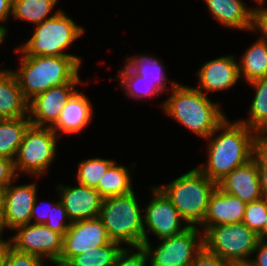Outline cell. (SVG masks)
I'll return each mask as SVG.
<instances>
[{
  "label": "cell",
  "instance_id": "1",
  "mask_svg": "<svg viewBox=\"0 0 267 266\" xmlns=\"http://www.w3.org/2000/svg\"><path fill=\"white\" fill-rule=\"evenodd\" d=\"M217 133L219 135L215 136ZM255 131L238 120L227 118L206 139L207 162L197 167L210 180L218 182L236 167L252 159Z\"/></svg>",
  "mask_w": 267,
  "mask_h": 266
},
{
  "label": "cell",
  "instance_id": "2",
  "mask_svg": "<svg viewBox=\"0 0 267 266\" xmlns=\"http://www.w3.org/2000/svg\"><path fill=\"white\" fill-rule=\"evenodd\" d=\"M169 92L168 99L160 105L163 111L197 137L207 139L227 118L220 104L211 101L196 87L171 81Z\"/></svg>",
  "mask_w": 267,
  "mask_h": 266
},
{
  "label": "cell",
  "instance_id": "3",
  "mask_svg": "<svg viewBox=\"0 0 267 266\" xmlns=\"http://www.w3.org/2000/svg\"><path fill=\"white\" fill-rule=\"evenodd\" d=\"M21 66L14 70L25 98L30 101L36 95L79 77L81 63L74 56L22 55Z\"/></svg>",
  "mask_w": 267,
  "mask_h": 266
},
{
  "label": "cell",
  "instance_id": "4",
  "mask_svg": "<svg viewBox=\"0 0 267 266\" xmlns=\"http://www.w3.org/2000/svg\"><path fill=\"white\" fill-rule=\"evenodd\" d=\"M158 187L189 226L199 227L205 219L209 199L217 183L210 180L198 168H194L168 184Z\"/></svg>",
  "mask_w": 267,
  "mask_h": 266
},
{
  "label": "cell",
  "instance_id": "5",
  "mask_svg": "<svg viewBox=\"0 0 267 266\" xmlns=\"http://www.w3.org/2000/svg\"><path fill=\"white\" fill-rule=\"evenodd\" d=\"M143 209H140L135 191L103 199L99 219L111 241L140 247L145 242Z\"/></svg>",
  "mask_w": 267,
  "mask_h": 266
},
{
  "label": "cell",
  "instance_id": "6",
  "mask_svg": "<svg viewBox=\"0 0 267 266\" xmlns=\"http://www.w3.org/2000/svg\"><path fill=\"white\" fill-rule=\"evenodd\" d=\"M84 31L82 26L77 25L64 11L58 9L52 17L36 25L32 36L14 51L22 55L74 56L82 63L79 56L65 53V50L81 37Z\"/></svg>",
  "mask_w": 267,
  "mask_h": 266
},
{
  "label": "cell",
  "instance_id": "7",
  "mask_svg": "<svg viewBox=\"0 0 267 266\" xmlns=\"http://www.w3.org/2000/svg\"><path fill=\"white\" fill-rule=\"evenodd\" d=\"M260 238L243 222L208 227L203 246L233 265L247 264Z\"/></svg>",
  "mask_w": 267,
  "mask_h": 266
},
{
  "label": "cell",
  "instance_id": "8",
  "mask_svg": "<svg viewBox=\"0 0 267 266\" xmlns=\"http://www.w3.org/2000/svg\"><path fill=\"white\" fill-rule=\"evenodd\" d=\"M57 134L52 128L30 125L25 131L14 168L18 177L21 173L40 177L46 174L57 156Z\"/></svg>",
  "mask_w": 267,
  "mask_h": 266
},
{
  "label": "cell",
  "instance_id": "9",
  "mask_svg": "<svg viewBox=\"0 0 267 266\" xmlns=\"http://www.w3.org/2000/svg\"><path fill=\"white\" fill-rule=\"evenodd\" d=\"M199 227L190 226L170 238L161 239L160 245L151 247L144 242L150 266H191L196 253L203 247V232Z\"/></svg>",
  "mask_w": 267,
  "mask_h": 266
},
{
  "label": "cell",
  "instance_id": "10",
  "mask_svg": "<svg viewBox=\"0 0 267 266\" xmlns=\"http://www.w3.org/2000/svg\"><path fill=\"white\" fill-rule=\"evenodd\" d=\"M151 192L153 197L143 211L145 242L150 240L146 229L161 240L175 236L190 227L158 186L153 187Z\"/></svg>",
  "mask_w": 267,
  "mask_h": 266
},
{
  "label": "cell",
  "instance_id": "11",
  "mask_svg": "<svg viewBox=\"0 0 267 266\" xmlns=\"http://www.w3.org/2000/svg\"><path fill=\"white\" fill-rule=\"evenodd\" d=\"M17 234L12 236L10 244L16 250L40 257L44 262L56 264L63 251V236L46 227L44 224L19 226L15 229Z\"/></svg>",
  "mask_w": 267,
  "mask_h": 266
},
{
  "label": "cell",
  "instance_id": "12",
  "mask_svg": "<svg viewBox=\"0 0 267 266\" xmlns=\"http://www.w3.org/2000/svg\"><path fill=\"white\" fill-rule=\"evenodd\" d=\"M112 242L99 218L72 222L63 236V251L57 265L65 266L74 256Z\"/></svg>",
  "mask_w": 267,
  "mask_h": 266
},
{
  "label": "cell",
  "instance_id": "13",
  "mask_svg": "<svg viewBox=\"0 0 267 266\" xmlns=\"http://www.w3.org/2000/svg\"><path fill=\"white\" fill-rule=\"evenodd\" d=\"M82 81H71L61 86L50 87L29 101V119L36 127L52 128L59 119L64 104L78 90L77 84Z\"/></svg>",
  "mask_w": 267,
  "mask_h": 266
},
{
  "label": "cell",
  "instance_id": "14",
  "mask_svg": "<svg viewBox=\"0 0 267 266\" xmlns=\"http://www.w3.org/2000/svg\"><path fill=\"white\" fill-rule=\"evenodd\" d=\"M57 191L71 222L99 217L104 198L95 188L58 184Z\"/></svg>",
  "mask_w": 267,
  "mask_h": 266
},
{
  "label": "cell",
  "instance_id": "15",
  "mask_svg": "<svg viewBox=\"0 0 267 266\" xmlns=\"http://www.w3.org/2000/svg\"><path fill=\"white\" fill-rule=\"evenodd\" d=\"M12 181L5 189L0 191L4 202V209L8 229L27 225L31 221V211L37 197V184L13 185Z\"/></svg>",
  "mask_w": 267,
  "mask_h": 266
},
{
  "label": "cell",
  "instance_id": "16",
  "mask_svg": "<svg viewBox=\"0 0 267 266\" xmlns=\"http://www.w3.org/2000/svg\"><path fill=\"white\" fill-rule=\"evenodd\" d=\"M217 187L222 192L238 197L246 204L264 197L257 164L253 159L225 175L217 182Z\"/></svg>",
  "mask_w": 267,
  "mask_h": 266
},
{
  "label": "cell",
  "instance_id": "17",
  "mask_svg": "<svg viewBox=\"0 0 267 266\" xmlns=\"http://www.w3.org/2000/svg\"><path fill=\"white\" fill-rule=\"evenodd\" d=\"M245 207L246 203L241 199L216 187L210 196L205 219L199 228L204 232L208 227L243 222Z\"/></svg>",
  "mask_w": 267,
  "mask_h": 266
},
{
  "label": "cell",
  "instance_id": "18",
  "mask_svg": "<svg viewBox=\"0 0 267 266\" xmlns=\"http://www.w3.org/2000/svg\"><path fill=\"white\" fill-rule=\"evenodd\" d=\"M93 117V108L89 98L78 90L64 104L59 119L52 127V130L59 135L77 134L90 125Z\"/></svg>",
  "mask_w": 267,
  "mask_h": 266
},
{
  "label": "cell",
  "instance_id": "19",
  "mask_svg": "<svg viewBox=\"0 0 267 266\" xmlns=\"http://www.w3.org/2000/svg\"><path fill=\"white\" fill-rule=\"evenodd\" d=\"M29 101L20 89L19 82L9 69H0V119L28 117Z\"/></svg>",
  "mask_w": 267,
  "mask_h": 266
},
{
  "label": "cell",
  "instance_id": "20",
  "mask_svg": "<svg viewBox=\"0 0 267 266\" xmlns=\"http://www.w3.org/2000/svg\"><path fill=\"white\" fill-rule=\"evenodd\" d=\"M209 12L224 27L250 31L252 10L242 0H204Z\"/></svg>",
  "mask_w": 267,
  "mask_h": 266
},
{
  "label": "cell",
  "instance_id": "21",
  "mask_svg": "<svg viewBox=\"0 0 267 266\" xmlns=\"http://www.w3.org/2000/svg\"><path fill=\"white\" fill-rule=\"evenodd\" d=\"M30 125L29 116L0 119V157L15 160L24 133Z\"/></svg>",
  "mask_w": 267,
  "mask_h": 266
},
{
  "label": "cell",
  "instance_id": "22",
  "mask_svg": "<svg viewBox=\"0 0 267 266\" xmlns=\"http://www.w3.org/2000/svg\"><path fill=\"white\" fill-rule=\"evenodd\" d=\"M239 64L240 78L250 82L258 78L267 77V42L256 40L241 55Z\"/></svg>",
  "mask_w": 267,
  "mask_h": 266
},
{
  "label": "cell",
  "instance_id": "23",
  "mask_svg": "<svg viewBox=\"0 0 267 266\" xmlns=\"http://www.w3.org/2000/svg\"><path fill=\"white\" fill-rule=\"evenodd\" d=\"M239 61L227 55L206 61L196 75H218L219 91L230 89L240 80Z\"/></svg>",
  "mask_w": 267,
  "mask_h": 266
},
{
  "label": "cell",
  "instance_id": "24",
  "mask_svg": "<svg viewBox=\"0 0 267 266\" xmlns=\"http://www.w3.org/2000/svg\"><path fill=\"white\" fill-rule=\"evenodd\" d=\"M248 84L256 92L250 104L249 117L238 121L255 132L265 131L267 129V77L252 80Z\"/></svg>",
  "mask_w": 267,
  "mask_h": 266
},
{
  "label": "cell",
  "instance_id": "25",
  "mask_svg": "<svg viewBox=\"0 0 267 266\" xmlns=\"http://www.w3.org/2000/svg\"><path fill=\"white\" fill-rule=\"evenodd\" d=\"M126 166L114 162L99 180L96 190L103 198L125 195L133 190L131 172Z\"/></svg>",
  "mask_w": 267,
  "mask_h": 266
},
{
  "label": "cell",
  "instance_id": "26",
  "mask_svg": "<svg viewBox=\"0 0 267 266\" xmlns=\"http://www.w3.org/2000/svg\"><path fill=\"white\" fill-rule=\"evenodd\" d=\"M125 62V64L133 72L142 76L144 80L154 83L162 92L171 90V88L169 89L167 87L166 81L168 80V78L164 74V64H162L160 59L154 56L141 54L133 57H128Z\"/></svg>",
  "mask_w": 267,
  "mask_h": 266
},
{
  "label": "cell",
  "instance_id": "27",
  "mask_svg": "<svg viewBox=\"0 0 267 266\" xmlns=\"http://www.w3.org/2000/svg\"><path fill=\"white\" fill-rule=\"evenodd\" d=\"M59 0H13L12 17L34 25L52 17V9Z\"/></svg>",
  "mask_w": 267,
  "mask_h": 266
},
{
  "label": "cell",
  "instance_id": "28",
  "mask_svg": "<svg viewBox=\"0 0 267 266\" xmlns=\"http://www.w3.org/2000/svg\"><path fill=\"white\" fill-rule=\"evenodd\" d=\"M122 248L120 243L112 241L74 256L65 266H113Z\"/></svg>",
  "mask_w": 267,
  "mask_h": 266
},
{
  "label": "cell",
  "instance_id": "29",
  "mask_svg": "<svg viewBox=\"0 0 267 266\" xmlns=\"http://www.w3.org/2000/svg\"><path fill=\"white\" fill-rule=\"evenodd\" d=\"M119 72L120 87L129 98L142 100V98L158 96L163 92L151 82L144 80V78L133 72L126 64Z\"/></svg>",
  "mask_w": 267,
  "mask_h": 266
},
{
  "label": "cell",
  "instance_id": "30",
  "mask_svg": "<svg viewBox=\"0 0 267 266\" xmlns=\"http://www.w3.org/2000/svg\"><path fill=\"white\" fill-rule=\"evenodd\" d=\"M112 159L90 158L78 163L77 184L97 188L99 180L114 163Z\"/></svg>",
  "mask_w": 267,
  "mask_h": 266
},
{
  "label": "cell",
  "instance_id": "31",
  "mask_svg": "<svg viewBox=\"0 0 267 266\" xmlns=\"http://www.w3.org/2000/svg\"><path fill=\"white\" fill-rule=\"evenodd\" d=\"M267 216V197L246 204L243 223L264 240V224Z\"/></svg>",
  "mask_w": 267,
  "mask_h": 266
},
{
  "label": "cell",
  "instance_id": "32",
  "mask_svg": "<svg viewBox=\"0 0 267 266\" xmlns=\"http://www.w3.org/2000/svg\"><path fill=\"white\" fill-rule=\"evenodd\" d=\"M71 223L72 222L68 218L64 205L59 199V201L55 202V204L51 208L50 217H48L44 225L64 236L71 226Z\"/></svg>",
  "mask_w": 267,
  "mask_h": 266
},
{
  "label": "cell",
  "instance_id": "33",
  "mask_svg": "<svg viewBox=\"0 0 267 266\" xmlns=\"http://www.w3.org/2000/svg\"><path fill=\"white\" fill-rule=\"evenodd\" d=\"M147 264H148L147 252L143 248V246H140V247H130V249L129 247L127 248L123 247L122 250L117 255V258L113 266H146Z\"/></svg>",
  "mask_w": 267,
  "mask_h": 266
},
{
  "label": "cell",
  "instance_id": "34",
  "mask_svg": "<svg viewBox=\"0 0 267 266\" xmlns=\"http://www.w3.org/2000/svg\"><path fill=\"white\" fill-rule=\"evenodd\" d=\"M44 263L45 262L40 257L20 252L10 244L3 266H45Z\"/></svg>",
  "mask_w": 267,
  "mask_h": 266
},
{
  "label": "cell",
  "instance_id": "35",
  "mask_svg": "<svg viewBox=\"0 0 267 266\" xmlns=\"http://www.w3.org/2000/svg\"><path fill=\"white\" fill-rule=\"evenodd\" d=\"M265 0H255L258 7H253L250 31H260V40L267 42V7H263Z\"/></svg>",
  "mask_w": 267,
  "mask_h": 266
},
{
  "label": "cell",
  "instance_id": "36",
  "mask_svg": "<svg viewBox=\"0 0 267 266\" xmlns=\"http://www.w3.org/2000/svg\"><path fill=\"white\" fill-rule=\"evenodd\" d=\"M252 159L257 167H267V132L258 131L252 144Z\"/></svg>",
  "mask_w": 267,
  "mask_h": 266
},
{
  "label": "cell",
  "instance_id": "37",
  "mask_svg": "<svg viewBox=\"0 0 267 266\" xmlns=\"http://www.w3.org/2000/svg\"><path fill=\"white\" fill-rule=\"evenodd\" d=\"M191 266H233L218 255L210 252L204 246L196 253Z\"/></svg>",
  "mask_w": 267,
  "mask_h": 266
},
{
  "label": "cell",
  "instance_id": "38",
  "mask_svg": "<svg viewBox=\"0 0 267 266\" xmlns=\"http://www.w3.org/2000/svg\"><path fill=\"white\" fill-rule=\"evenodd\" d=\"M17 178L19 177L14 168V161L0 157V191Z\"/></svg>",
  "mask_w": 267,
  "mask_h": 266
},
{
  "label": "cell",
  "instance_id": "39",
  "mask_svg": "<svg viewBox=\"0 0 267 266\" xmlns=\"http://www.w3.org/2000/svg\"><path fill=\"white\" fill-rule=\"evenodd\" d=\"M257 252L254 259L249 260L247 263L249 266H267V240L260 239L253 255Z\"/></svg>",
  "mask_w": 267,
  "mask_h": 266
},
{
  "label": "cell",
  "instance_id": "40",
  "mask_svg": "<svg viewBox=\"0 0 267 266\" xmlns=\"http://www.w3.org/2000/svg\"><path fill=\"white\" fill-rule=\"evenodd\" d=\"M199 87L197 89L207 95L210 91L219 92L218 75H198ZM205 91V92H204Z\"/></svg>",
  "mask_w": 267,
  "mask_h": 266
},
{
  "label": "cell",
  "instance_id": "41",
  "mask_svg": "<svg viewBox=\"0 0 267 266\" xmlns=\"http://www.w3.org/2000/svg\"><path fill=\"white\" fill-rule=\"evenodd\" d=\"M37 200H38V198L36 197L34 205H33V208H32V211H31V221H30V223L32 222V224H44L47 221L48 217H50L51 208L53 207V205L55 203H50L51 205L48 203L47 207L43 206L44 209L38 211L39 209L37 207L40 208V206H38ZM32 220H34V221H32Z\"/></svg>",
  "mask_w": 267,
  "mask_h": 266
},
{
  "label": "cell",
  "instance_id": "42",
  "mask_svg": "<svg viewBox=\"0 0 267 266\" xmlns=\"http://www.w3.org/2000/svg\"><path fill=\"white\" fill-rule=\"evenodd\" d=\"M12 4L13 0H0V23H4L12 15ZM0 27L7 29L3 25H0Z\"/></svg>",
  "mask_w": 267,
  "mask_h": 266
},
{
  "label": "cell",
  "instance_id": "43",
  "mask_svg": "<svg viewBox=\"0 0 267 266\" xmlns=\"http://www.w3.org/2000/svg\"><path fill=\"white\" fill-rule=\"evenodd\" d=\"M5 228L7 229L8 226H7V221H6L4 202L0 194V241H10V239L9 240L3 239L2 233Z\"/></svg>",
  "mask_w": 267,
  "mask_h": 266
},
{
  "label": "cell",
  "instance_id": "44",
  "mask_svg": "<svg viewBox=\"0 0 267 266\" xmlns=\"http://www.w3.org/2000/svg\"><path fill=\"white\" fill-rule=\"evenodd\" d=\"M257 169L262 193L267 197V167H257Z\"/></svg>",
  "mask_w": 267,
  "mask_h": 266
},
{
  "label": "cell",
  "instance_id": "45",
  "mask_svg": "<svg viewBox=\"0 0 267 266\" xmlns=\"http://www.w3.org/2000/svg\"><path fill=\"white\" fill-rule=\"evenodd\" d=\"M9 245L10 241H0V266H3Z\"/></svg>",
  "mask_w": 267,
  "mask_h": 266
},
{
  "label": "cell",
  "instance_id": "46",
  "mask_svg": "<svg viewBox=\"0 0 267 266\" xmlns=\"http://www.w3.org/2000/svg\"><path fill=\"white\" fill-rule=\"evenodd\" d=\"M7 32H8L7 29L0 27V45L4 41V39L6 38V36L8 34Z\"/></svg>",
  "mask_w": 267,
  "mask_h": 266
},
{
  "label": "cell",
  "instance_id": "47",
  "mask_svg": "<svg viewBox=\"0 0 267 266\" xmlns=\"http://www.w3.org/2000/svg\"><path fill=\"white\" fill-rule=\"evenodd\" d=\"M264 240H267V216L264 224Z\"/></svg>",
  "mask_w": 267,
  "mask_h": 266
},
{
  "label": "cell",
  "instance_id": "48",
  "mask_svg": "<svg viewBox=\"0 0 267 266\" xmlns=\"http://www.w3.org/2000/svg\"><path fill=\"white\" fill-rule=\"evenodd\" d=\"M233 266H249L248 264H239V265H233Z\"/></svg>",
  "mask_w": 267,
  "mask_h": 266
}]
</instances>
